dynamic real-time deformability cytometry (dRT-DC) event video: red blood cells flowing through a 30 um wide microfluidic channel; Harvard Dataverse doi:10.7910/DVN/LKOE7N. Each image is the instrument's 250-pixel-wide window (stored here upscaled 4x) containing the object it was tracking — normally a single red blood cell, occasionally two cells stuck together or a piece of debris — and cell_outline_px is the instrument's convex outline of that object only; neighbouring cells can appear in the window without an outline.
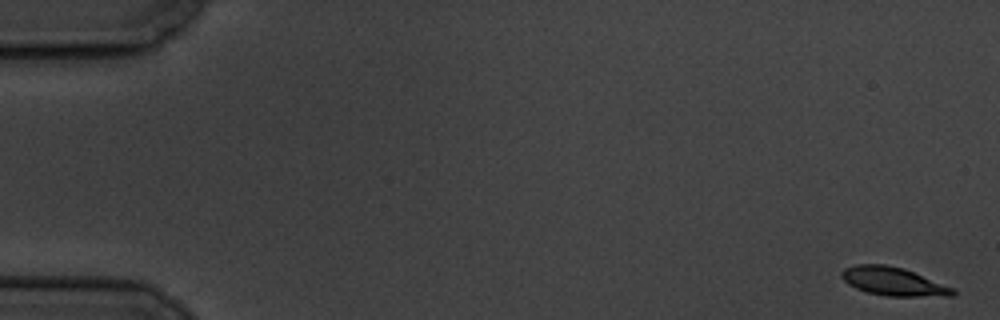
{"species": "common noctule bat (a hibernating species)", "species_latin": "Nyctalus noctula", "temperature_condition": "cold", "stored_images_in_passage": 58, "camera_frame_rate_fps": 3000, "um_per_image_px": 0.085, "animal": {"sex": "male", "body_mass_g": 19.5, "forearm_length_mm": 54.6}, "frame": {"image": 1, "passage_image": 1, "time_ms": 0.0, "image_size_px": [1000, 320], "cell_outline_px": [[956, 292], [952, 296], [888, 296], [868, 292], [856, 288], [848, 284], [840, 276], [840, 272], [844, 268], [856, 264], [884, 264], [904, 268], [952, 288]], "centroid_in_image_um": [75.88, 23.91], "position_along_channel_um": 9.1, "area_um2": 18.21}}
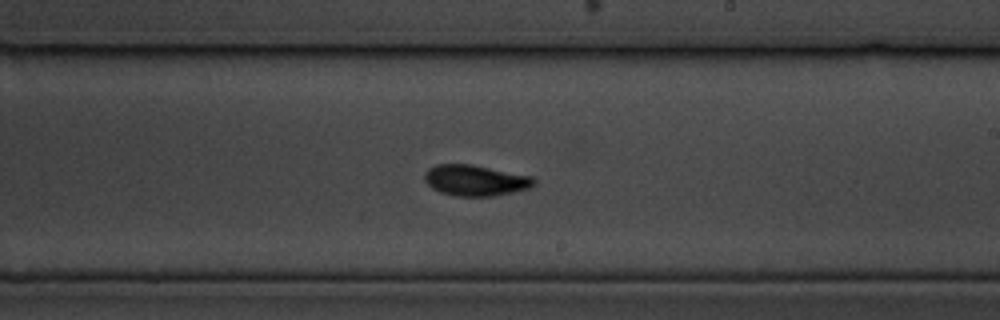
{"frame": {"image": 2, "passage_image": 34, "time_ms": 11.0, "image_size_px": [1000, 320], "cell_outline_px": [[536, 184], [528, 188], [512, 192], [492, 196], [456, 196], [440, 192], [432, 188], [424, 180], [424, 172], [428, 168], [436, 164], [472, 164], [532, 176], [536, 180]], "centroid_in_image_um": [40.39, 15.32], "position_along_channel_um": 248.6, "area_um2": 19.77}}
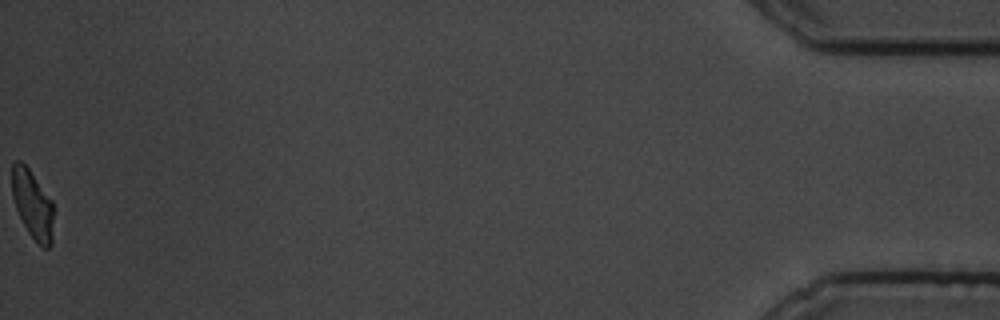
{"frame": {"image": 3, "passage_image": 58, "time_ms": 19.0, "image_size_px": [1000, 320], "cell_outline_px": [[52, 244], [48, 248], [44, 248], [28, 232], [16, 208], [12, 196], [12, 164], [16, 160], [20, 160], [28, 168], [52, 200]], "centroid_in_image_um": [2.75, 17.35], "position_along_channel_um": 432.4, "area_um2": 16.24}, "authors_computed_cell_mechanics": {"area_um2": 18.5249, "velocity_mm_per_s": 3.4845, "shape_relaxation_time_tau1_ms": 3.0797, "shape_relaxation_time_tau2_ms": 1.6348, "deformation_change_tau1": 0.1369, "deformation_change_tau2": 0.0618}}